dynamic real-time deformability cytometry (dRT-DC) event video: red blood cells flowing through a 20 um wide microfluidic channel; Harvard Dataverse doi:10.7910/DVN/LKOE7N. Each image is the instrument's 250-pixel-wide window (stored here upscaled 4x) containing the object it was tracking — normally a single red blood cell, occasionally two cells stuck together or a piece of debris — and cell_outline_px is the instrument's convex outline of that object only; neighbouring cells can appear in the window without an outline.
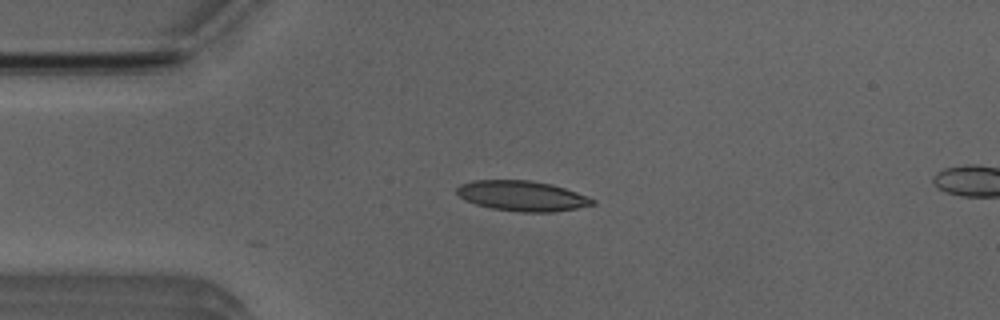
{"species": "Egyptian fruit bat (a non-hibernating species)", "species_latin": "Rousettus aegyptiacus", "temperature_condition": "room temperature", "stored_images_in_passage": 40, "camera_frame_rate_fps": 3000, "um_per_image_px": 0.085, "animal": {"sex": "male"}, "frame": {"image": 1, "passage_image": 1, "time_ms": 0.0, "image_size_px": [1000, 320], "cell_outline_px": [[596, 204], [576, 208], [552, 212], [520, 212], [492, 208], [476, 204], [464, 200], [456, 192], [456, 188], [460, 184], [472, 180], [532, 180], [552, 184], [576, 192], [596, 200]], "centroid_in_image_um": [44.37, 16.64], "position_along_channel_um": 40.6, "area_um2": 23.93}}
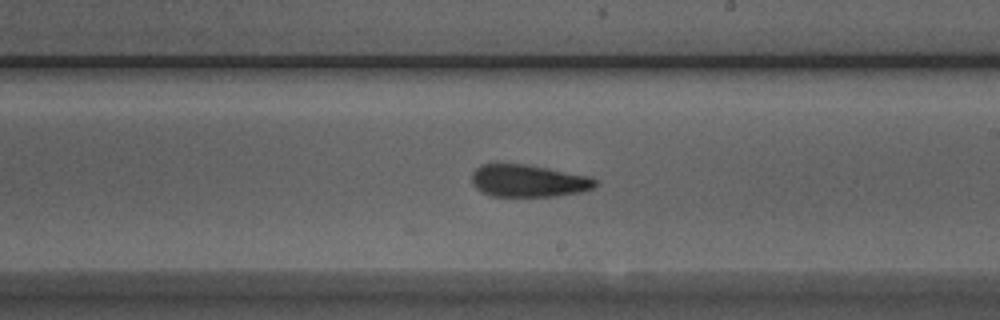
{"frame": {"image": 2, "passage_image": 18, "time_ms": 5.667, "image_size_px": [1000, 320], "cell_outline_px": [[600, 184], [592, 188], [580, 192], [556, 196], [488, 196], [480, 192], [472, 184], [472, 172], [480, 164], [496, 160], [524, 164], [548, 168], [592, 176]], "centroid_in_image_um": [44.85, 15.33], "position_along_channel_um": 244.1, "area_um2": 24.16}}
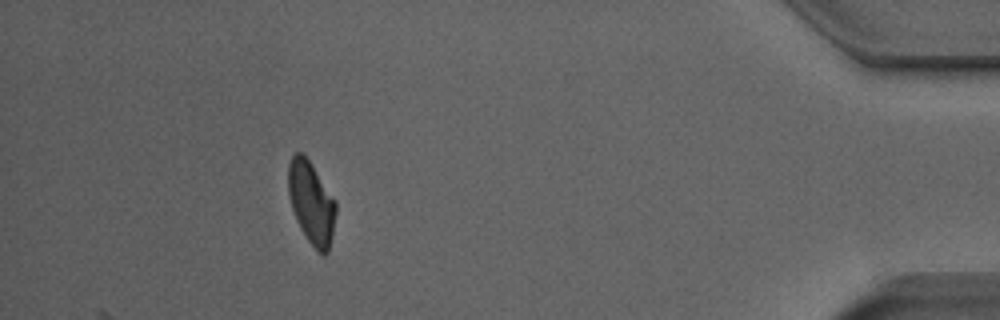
{"frame": {"image": 3, "passage_image": 35, "time_ms": 11.333, "image_size_px": [1000, 320], "cell_outline_px": [[336, 212], [332, 236], [328, 252], [324, 256], [308, 240], [300, 228], [296, 220], [292, 208], [288, 192], [288, 164], [292, 156], [296, 152], [300, 152], [308, 160], [336, 200]], "centroid_in_image_um": [26.46, 17.23], "position_along_channel_um": 408.7, "area_um2": 22.6}}